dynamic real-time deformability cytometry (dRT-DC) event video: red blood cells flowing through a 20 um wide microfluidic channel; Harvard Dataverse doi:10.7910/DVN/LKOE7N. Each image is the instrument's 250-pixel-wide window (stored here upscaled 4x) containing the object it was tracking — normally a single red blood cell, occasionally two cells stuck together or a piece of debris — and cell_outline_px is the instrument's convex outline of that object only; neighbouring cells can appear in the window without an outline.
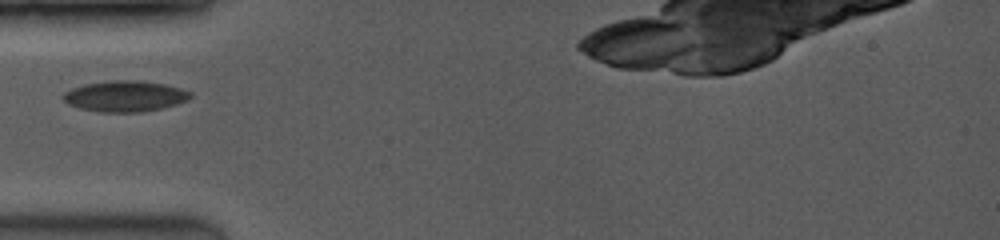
{"species": "common noctule bat (a hibernating species)", "species_latin": "Nyctalus noctula", "temperature_condition": "room temperature", "stored_images_in_passage": 1, "camera_frame_rate_fps": 3500, "um_per_image_px": 0.085, "animal": {"sex": "female", "body_mass_g": 19.0, "forearm_length_mm": 53.3}, "frame": {"image": 1, "passage_image": 1, "time_ms": 0.0, "image_size_px": [1000, 240], "cell_outline_px": [[192, 96], [188, 100], [176, 104], [160, 108], [140, 112], [100, 112], [80, 108], [68, 104], [60, 96], [64, 92], [72, 88], [84, 84], [112, 80], [140, 80], [164, 84], [180, 88], [192, 92]], "centroid_in_image_um": [10.61, 8.17], "position_along_channel_um": 74.4, "area_um2": 22.95}}